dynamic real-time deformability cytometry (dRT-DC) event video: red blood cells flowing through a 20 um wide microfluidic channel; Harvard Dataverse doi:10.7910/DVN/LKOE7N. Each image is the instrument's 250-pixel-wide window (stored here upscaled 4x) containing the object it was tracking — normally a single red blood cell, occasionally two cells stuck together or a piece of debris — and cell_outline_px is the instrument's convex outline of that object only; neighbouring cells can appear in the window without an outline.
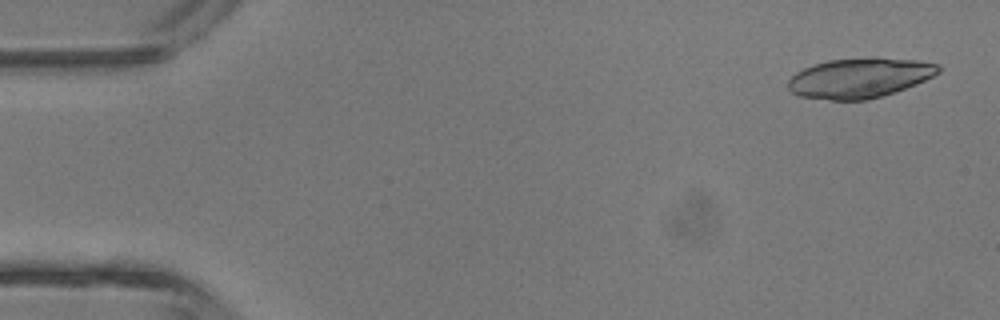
{"species": "common noctule bat (a hibernating species)", "species_latin": "Nyctalus noctula", "temperature_condition": "room temperature", "stored_images_in_passage": 43, "camera_frame_rate_fps": 3000, "um_per_image_px": 0.085, "animal": {"sex": "male", "body_mass_g": 13.3}, "frame": {"image": 1, "passage_image": 2, "time_ms": 0.333, "image_size_px": [1000, 320], "cell_outline_px": [[940, 72], [916, 84], [868, 100], [832, 100], [796, 96], [788, 88], [788, 80], [796, 72], [812, 64], [828, 60], [872, 56], [876, 56], [916, 60], [940, 64]], "centroid_in_image_um": [73.05, 6.6], "position_along_channel_um": 12.0, "area_um2": 35.26}}